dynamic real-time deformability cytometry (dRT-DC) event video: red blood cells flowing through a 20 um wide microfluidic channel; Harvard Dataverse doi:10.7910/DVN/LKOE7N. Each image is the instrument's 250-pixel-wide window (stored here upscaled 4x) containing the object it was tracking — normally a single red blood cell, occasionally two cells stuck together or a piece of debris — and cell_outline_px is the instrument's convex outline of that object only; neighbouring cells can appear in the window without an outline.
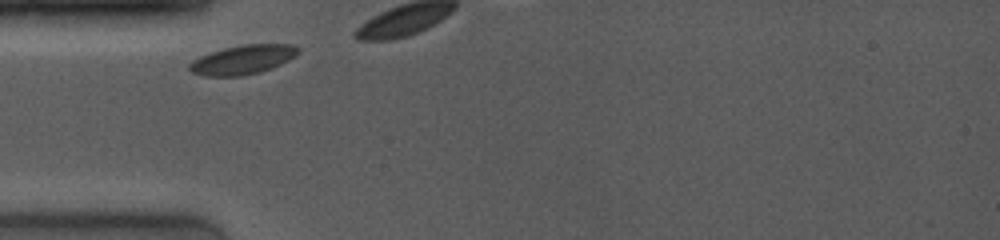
{"species": "common noctule bat (a hibernating species)", "species_latin": "Nyctalus noctula", "temperature_condition": "room temperature", "stored_images_in_passage": 7, "camera_frame_rate_fps": 4000, "um_per_image_px": 0.085, "animal": {"sex": "female", "body_mass_g": 19.0, "forearm_length_mm": 53.3}, "frame": {"image": 1, "passage_image": 1, "time_ms": 0.0, "image_size_px": [1000, 240], "cell_outline_px": [[300, 52], [288, 60], [272, 68], [260, 72], [240, 76], [208, 76], [192, 72], [188, 68], [188, 64], [192, 60], [200, 56], [224, 48], [240, 44], [292, 44], [300, 48]], "centroid_in_image_um": [20.64, 5.06], "position_along_channel_um": 64.4, "area_um2": 18.5}}